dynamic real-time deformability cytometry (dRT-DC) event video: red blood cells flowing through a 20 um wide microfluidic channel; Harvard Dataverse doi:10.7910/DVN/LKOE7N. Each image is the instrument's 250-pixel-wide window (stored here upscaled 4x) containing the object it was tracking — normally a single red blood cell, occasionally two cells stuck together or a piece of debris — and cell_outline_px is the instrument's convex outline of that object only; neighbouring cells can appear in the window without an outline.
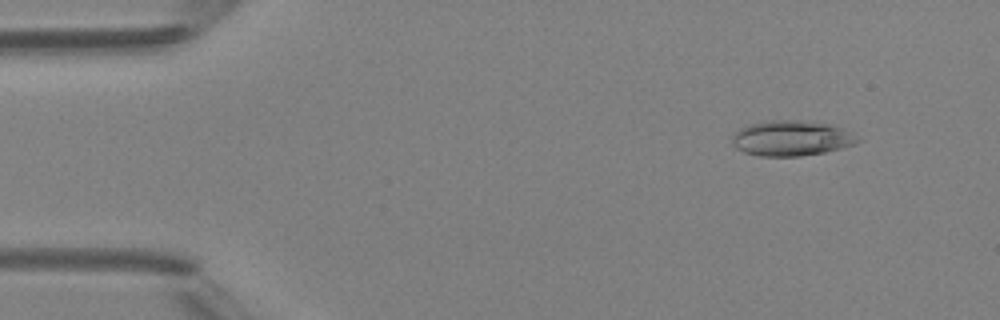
{"species": "Egyptian fruit bat (a non-hibernating species)", "species_latin": "Rousettus aegyptiacus", "temperature_condition": "room temperature", "stored_images_in_passage": 7, "camera_frame_rate_fps": 3000, "um_per_image_px": 0.085, "animal": {"sex": "female"}, "frame": {"image": 1, "passage_image": 1, "time_ms": 0.0, "image_size_px": [1000, 320], "cell_outline_px": [[860, 140], [852, 144], [840, 148], [824, 152], [800, 156], [756, 156], [744, 152], [736, 148], [732, 144], [732, 136], [740, 128], [748, 124], [768, 120], [788, 120], [828, 124], [852, 132]], "centroid_in_image_um": [67.2, 11.76], "position_along_channel_um": 17.8, "area_um2": 25.55}}
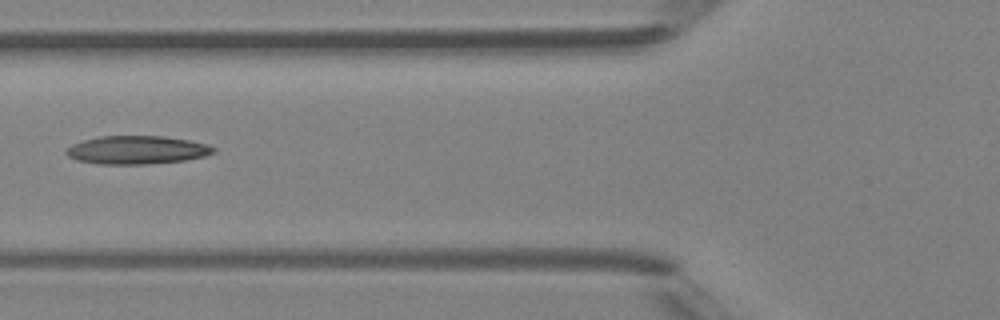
{"frame": {"image": 2, "passage_image": 5, "time_ms": 4.667, "image_size_px": [1000, 320], "cell_outline_px": [[216, 152], [204, 156], [184, 160], [148, 164], [100, 164], [76, 160], [68, 156], [64, 152], [72, 144], [84, 140], [100, 136], [164, 136], [188, 140], [208, 144], [216, 148]], "centroid_in_image_um": [11.64, 12.74], "position_along_channel_um": 114.2, "area_um2": 24.28}}
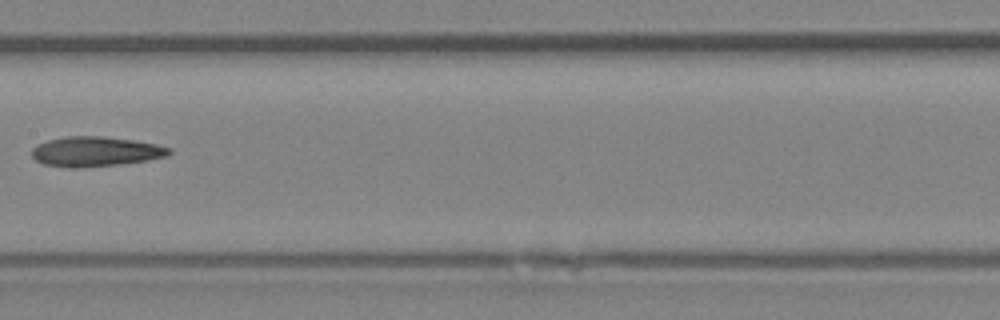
{"frame": {"image": 3, "passage_image": 7, "time_ms": 6.667, "image_size_px": [1000, 320], "cell_outline_px": [[172, 152], [164, 156], [148, 160], [116, 164], [68, 168], [44, 164], [36, 160], [32, 156], [32, 148], [48, 140], [68, 136], [100, 136], [132, 140], [156, 144], [172, 148]], "centroid_in_image_um": [8.11, 12.87], "position_along_channel_um": 199.3, "area_um2": 23.47}}